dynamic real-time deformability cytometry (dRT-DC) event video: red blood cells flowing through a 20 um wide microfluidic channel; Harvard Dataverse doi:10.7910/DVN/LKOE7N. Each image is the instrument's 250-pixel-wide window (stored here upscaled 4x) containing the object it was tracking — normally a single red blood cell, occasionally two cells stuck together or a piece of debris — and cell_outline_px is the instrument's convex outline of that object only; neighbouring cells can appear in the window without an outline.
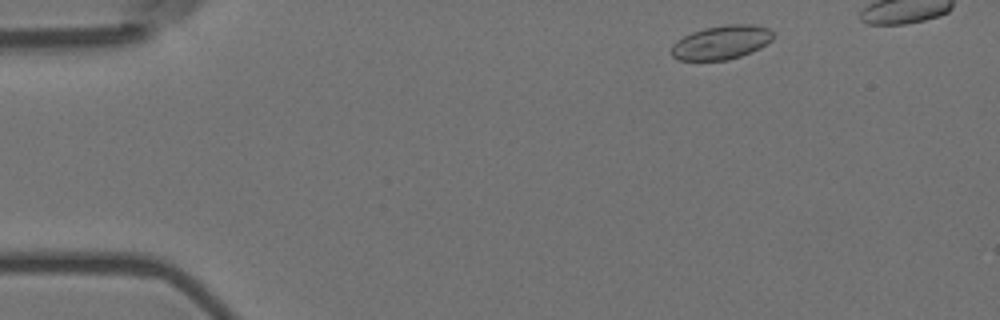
{"species": "Egyptian fruit bat (a non-hibernating species)", "species_latin": "Rousettus aegyptiacus", "temperature_condition": "room temperature", "stored_images_in_passage": 46, "camera_frame_rate_fps": 3000, "um_per_image_px": 0.085, "animal": {"sex": "female"}, "frame": {"image": 1, "passage_image": 3, "time_ms": 0.667, "image_size_px": [1000, 320], "cell_outline_px": [[772, 40], [760, 48], [752, 52], [728, 60], [680, 60], [672, 56], [672, 44], [676, 40], [692, 32], [704, 28], [728, 24], [752, 24], [768, 28], [772, 32]], "centroid_in_image_um": [61.31, 3.6], "position_along_channel_um": 23.7, "area_um2": 20.06}}
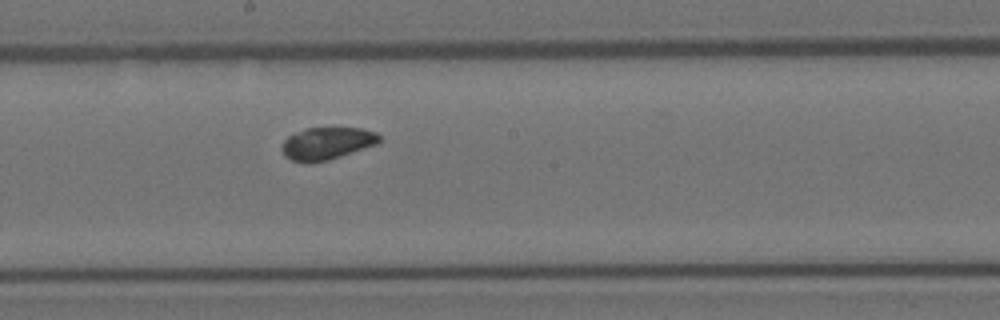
{"frame": {"image": 2, "passage_image": 26, "time_ms": 8.333, "image_size_px": [1000, 320], "cell_outline_px": [[380, 140], [376, 144], [328, 160], [308, 164], [292, 160], [284, 156], [280, 148], [284, 140], [288, 136], [304, 128], [360, 128], [376, 132], [380, 136]], "centroid_in_image_um": [27.73, 12.19], "position_along_channel_um": 220.5, "area_um2": 18.38}}
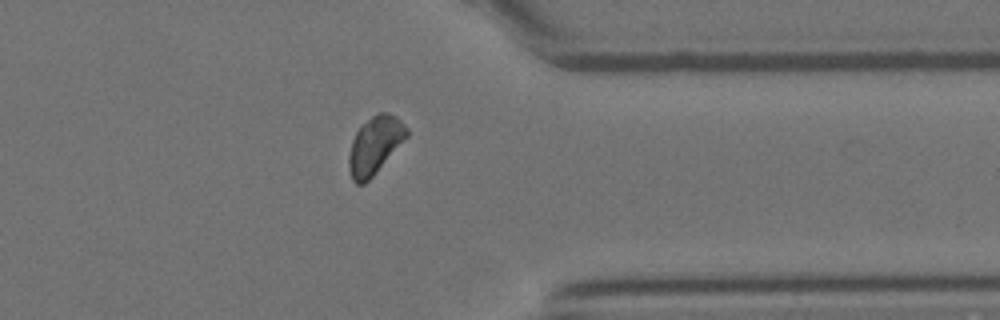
{"frame": {"image": 3, "passage_image": 40, "time_ms": 13.0, "image_size_px": [1000, 320], "cell_outline_px": [[408, 136], [372, 176], [364, 184], [356, 184], [352, 180], [348, 168], [348, 156], [352, 140], [356, 132], [376, 112], [388, 112], [396, 116], [408, 128]], "centroid_in_image_um": [31.85, 12.34], "position_along_channel_um": 379.5, "area_um2": 19.19}}